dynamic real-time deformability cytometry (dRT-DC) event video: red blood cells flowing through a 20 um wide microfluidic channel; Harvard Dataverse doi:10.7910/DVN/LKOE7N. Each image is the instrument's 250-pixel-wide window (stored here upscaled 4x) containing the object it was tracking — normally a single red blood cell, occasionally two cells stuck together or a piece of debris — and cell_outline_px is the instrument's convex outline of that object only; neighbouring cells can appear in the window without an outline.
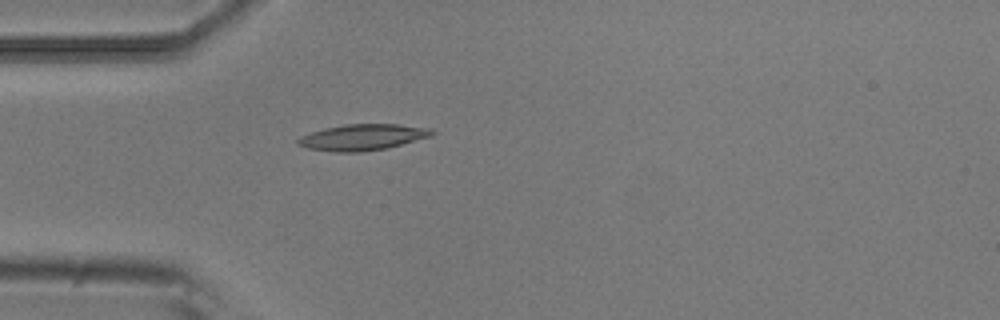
{"species": "common noctule bat (a hibernating species)", "species_latin": "Nyctalus noctula", "temperature_condition": "room temperature", "stored_images_in_passage": 5, "camera_frame_rate_fps": 3000, "um_per_image_px": 0.085, "animal": {"sex": "male", "body_mass_g": 20.5, "forearm_length_mm": 52.5}, "frame": {"image": 1, "passage_image": 5, "time_ms": 1.333, "image_size_px": [1000, 320], "cell_outline_px": [[436, 132], [432, 136], [388, 148], [360, 152], [336, 152], [308, 148], [296, 144], [296, 140], [300, 136], [324, 128], [344, 124], [396, 124], [432, 128]], "centroid_in_image_um": [30.84, 11.66], "position_along_channel_um": 54.2, "area_um2": 20.52}}